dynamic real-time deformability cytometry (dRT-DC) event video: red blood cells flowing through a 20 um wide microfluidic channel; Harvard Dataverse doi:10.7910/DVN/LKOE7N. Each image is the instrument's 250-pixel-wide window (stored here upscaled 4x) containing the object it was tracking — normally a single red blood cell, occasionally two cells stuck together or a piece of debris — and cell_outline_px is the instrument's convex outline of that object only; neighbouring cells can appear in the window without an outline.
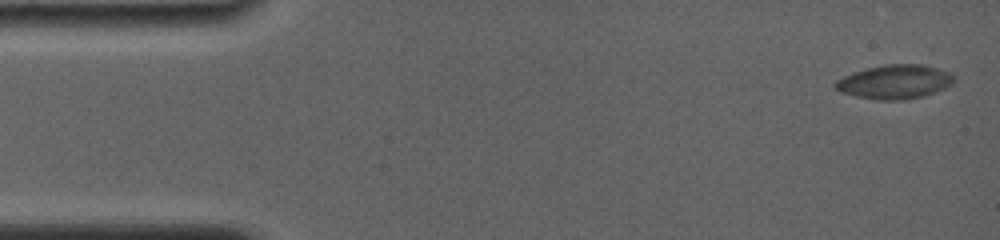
{"species": "common noctule bat (a hibernating species)", "species_latin": "Nyctalus noctula", "temperature_condition": "room temperature", "stored_images_in_passage": 12, "camera_frame_rate_fps": 4000, "um_per_image_px": 0.085, "animal": {"sex": "female", "body_mass_g": 19.0, "forearm_length_mm": 56.7}, "frame": {"image": 1, "passage_image": 1, "time_ms": 0.0, "image_size_px": [1000, 240], "cell_outline_px": [[952, 84], [944, 88], [924, 96], [908, 100], [876, 100], [856, 96], [840, 92], [832, 88], [832, 84], [836, 80], [852, 72], [884, 64], [924, 64], [948, 72], [952, 76]], "centroid_in_image_um": [75.98, 6.96], "position_along_channel_um": 9.0, "area_um2": 23.64}}
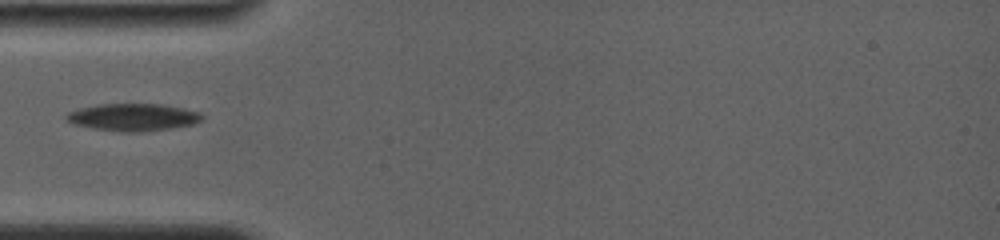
{"frame": {"image": 2, "passage_image": 7, "time_ms": 5.0, "image_size_px": [1000, 240], "cell_outline_px": [[204, 120], [192, 124], [168, 128], [140, 132], [120, 132], [92, 128], [72, 124], [64, 116], [68, 112], [80, 108], [100, 104], [160, 104], [184, 108], [200, 112], [204, 116]], "centroid_in_image_um": [11.31, 9.96], "position_along_channel_um": 73.7, "area_um2": 21.62}}
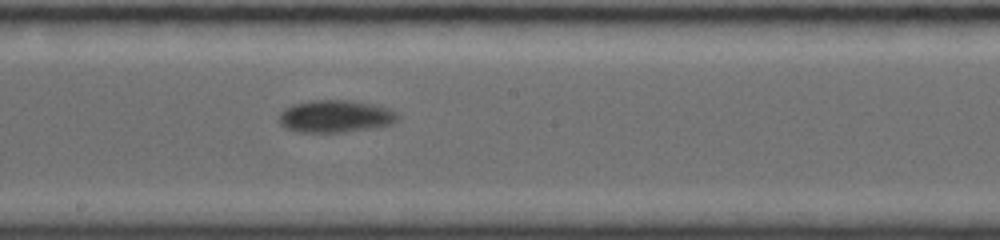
{"frame": {"image": 3, "passage_image": 12, "time_ms": 9.0, "image_size_px": [1000, 240], "cell_outline_px": [[400, 120], [392, 124], [376, 128], [344, 132], [296, 132], [280, 124], [280, 112], [292, 104], [312, 100], [352, 100], [376, 104], [392, 108], [400, 116]], "centroid_in_image_um": [28.6, 9.88], "position_along_channel_um": 219.6, "area_um2": 22.83}}